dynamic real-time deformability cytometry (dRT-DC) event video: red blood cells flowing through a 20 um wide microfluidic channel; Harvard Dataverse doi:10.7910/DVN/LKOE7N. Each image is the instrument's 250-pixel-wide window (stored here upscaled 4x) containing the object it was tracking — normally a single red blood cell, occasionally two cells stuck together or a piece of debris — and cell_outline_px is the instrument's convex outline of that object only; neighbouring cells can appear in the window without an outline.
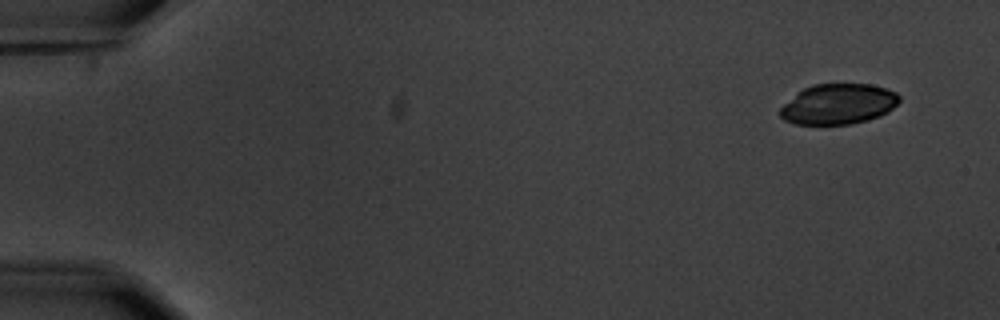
{"species": "common noctule bat (a hibernating species)", "species_latin": "Nyctalus noctula", "temperature_condition": "warm", "stored_images_in_passage": 5, "camera_frame_rate_fps": 3000, "um_per_image_px": 0.085, "animal": {"sex": "male", "body_mass_g": 20.1, "forearm_length_mm": 53.5}, "frame": {"image": 1, "passage_image": 1, "time_ms": 0.0, "image_size_px": [1000, 320], "cell_outline_px": [[900, 100], [888, 112], [880, 116], [868, 120], [852, 124], [796, 124], [784, 120], [780, 116], [780, 108], [796, 92], [812, 84], [872, 84], [896, 92], [900, 96]], "centroid_in_image_um": [71.25, 8.84], "position_along_channel_um": 13.7, "area_um2": 28.15}}